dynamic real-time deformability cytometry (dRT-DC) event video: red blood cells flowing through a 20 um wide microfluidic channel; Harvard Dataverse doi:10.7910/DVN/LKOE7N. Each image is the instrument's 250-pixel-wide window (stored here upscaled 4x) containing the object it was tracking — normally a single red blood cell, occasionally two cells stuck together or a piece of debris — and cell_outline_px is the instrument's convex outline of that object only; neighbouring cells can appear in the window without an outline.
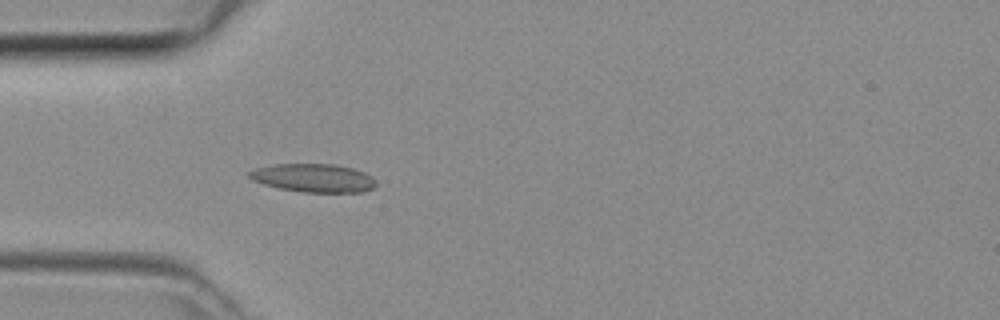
{"species": "common noctule bat (a hibernating species)", "species_latin": "Nyctalus noctula", "temperature_condition": "room temperature", "stored_images_in_passage": 27, "camera_frame_rate_fps": 3000, "um_per_image_px": 0.085, "animal": {"sex": "female", "body_mass_g": 29.2, "forearm_length_mm": 56.3}, "frame": {"image": 1, "passage_image": 4, "time_ms": 1.0, "image_size_px": [1000, 320], "cell_outline_px": [[376, 184], [372, 188], [360, 192], [304, 192], [280, 188], [264, 184], [252, 180], [248, 176], [248, 172], [256, 168], [276, 164], [336, 164], [352, 168], [364, 172], [372, 176], [376, 180]], "centroid_in_image_um": [26.66, 15.12], "position_along_channel_um": 58.3, "area_um2": 20.87}}
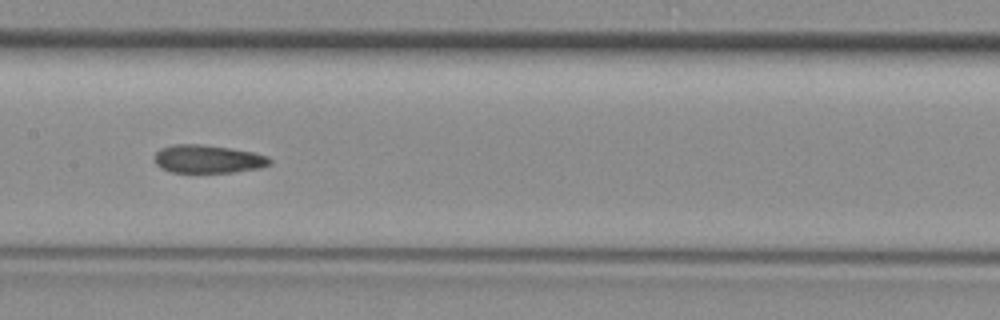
{"frame": {"image": 2, "passage_image": 13, "time_ms": 4.0, "image_size_px": [1000, 320], "cell_outline_px": [[272, 164], [260, 168], [232, 172], [172, 172], [156, 164], [156, 152], [160, 148], [172, 144], [200, 144], [232, 148], [252, 152], [268, 156], [272, 160]], "centroid_in_image_um": [17.72, 13.5], "position_along_channel_um": 189.7, "area_um2": 18.84}}
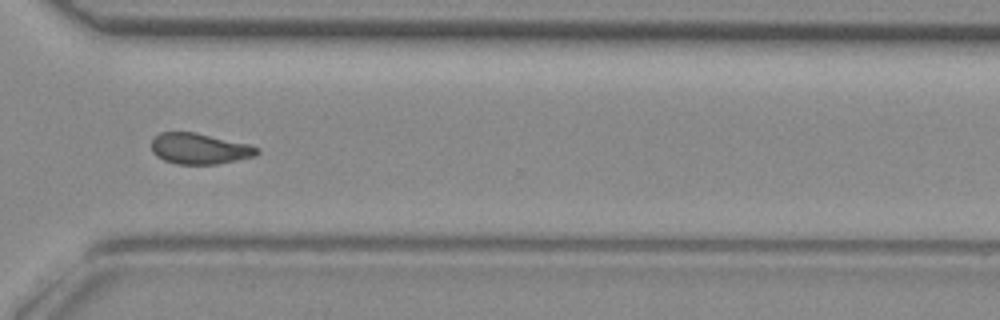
{"frame": {"image": 3, "passage_image": 24, "time_ms": 7.667, "image_size_px": [1000, 320], "cell_outline_px": [[260, 152], [256, 156], [216, 164], [176, 164], [164, 160], [156, 156], [152, 152], [152, 140], [160, 132], [196, 132], [248, 144], [260, 148]], "centroid_in_image_um": [16.96, 12.63], "position_along_channel_um": 353.6, "area_um2": 19.02}}